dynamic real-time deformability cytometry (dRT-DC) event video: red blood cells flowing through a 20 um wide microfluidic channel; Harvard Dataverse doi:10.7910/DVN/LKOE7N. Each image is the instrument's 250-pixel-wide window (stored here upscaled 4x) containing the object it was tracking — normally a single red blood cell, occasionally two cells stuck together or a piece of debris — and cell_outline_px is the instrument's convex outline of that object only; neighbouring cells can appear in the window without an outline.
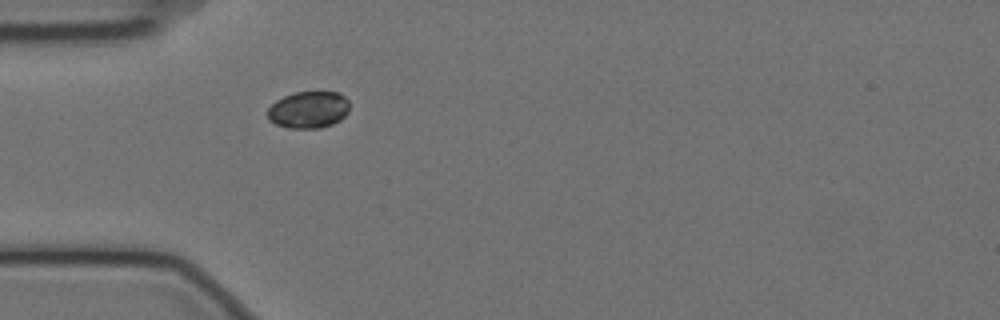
{"species": "Egyptian fruit bat (a non-hibernating species)", "species_latin": "Rousettus aegyptiacus", "temperature_condition": "cold", "stored_images_in_passage": 1, "camera_frame_rate_fps": 3000, "um_per_image_px": 0.085, "animal": {"sex": "female"}, "frame": {"image": 1, "passage_image": 1, "time_ms": 0.0, "image_size_px": [1000, 320], "cell_outline_px": [[348, 112], [340, 120], [332, 124], [320, 128], [288, 128], [276, 124], [268, 120], [268, 108], [276, 100], [284, 96], [296, 92], [340, 92], [348, 100]], "centroid_in_image_um": [26.22, 9.33], "position_along_channel_um": 58.8, "area_um2": 17.63}}